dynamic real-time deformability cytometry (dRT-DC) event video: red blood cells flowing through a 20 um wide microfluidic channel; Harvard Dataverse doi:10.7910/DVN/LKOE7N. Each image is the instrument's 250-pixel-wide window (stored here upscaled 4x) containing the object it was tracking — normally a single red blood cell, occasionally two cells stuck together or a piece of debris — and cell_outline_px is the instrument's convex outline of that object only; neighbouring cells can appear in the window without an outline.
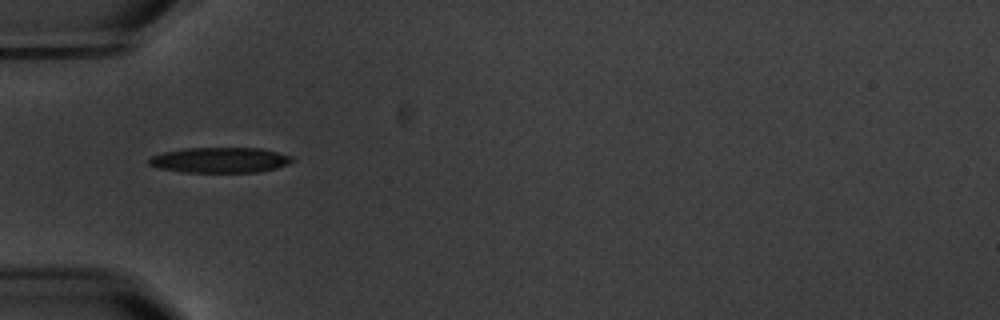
{"species": "common noctule bat (a hibernating species)", "species_latin": "Nyctalus noctula", "temperature_condition": "warm", "stored_images_in_passage": 7, "camera_frame_rate_fps": 3000, "um_per_image_px": 0.085, "animal": {"sex": "male", "body_mass_g": 20.1, "forearm_length_mm": 53.5}, "frame": {"image": 1, "passage_image": 6, "time_ms": 6.0, "image_size_px": [1000, 320], "cell_outline_px": [[296, 160], [288, 164], [276, 168], [256, 172], [184, 172], [156, 168], [148, 164], [148, 160], [152, 156], [164, 152], [188, 148], [264, 148], [292, 156]], "centroid_in_image_um": [18.72, 13.6], "position_along_channel_um": 66.3, "area_um2": 21.27}}